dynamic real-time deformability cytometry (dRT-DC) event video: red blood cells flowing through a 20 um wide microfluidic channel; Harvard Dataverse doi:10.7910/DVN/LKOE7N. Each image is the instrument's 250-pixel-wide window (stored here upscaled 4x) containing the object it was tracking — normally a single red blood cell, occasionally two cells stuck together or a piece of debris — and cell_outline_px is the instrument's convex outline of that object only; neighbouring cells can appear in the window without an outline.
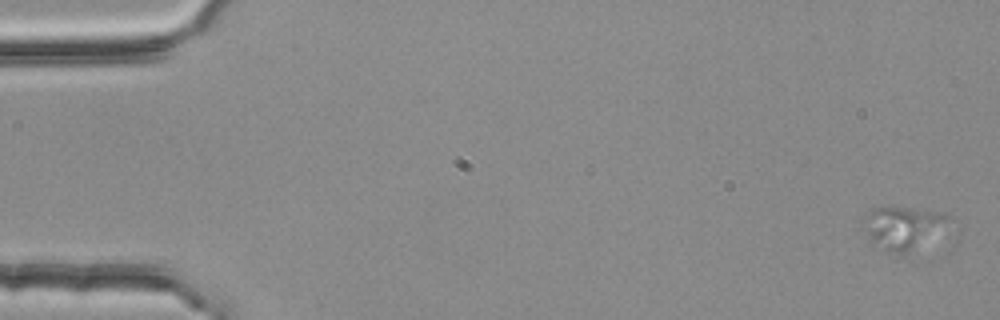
{"species": "common noctule bat (a hibernating species)", "species_latin": "Nyctalus noctula", "temperature_condition": "room temperature", "stored_images_in_passage": 4, "camera_frame_rate_fps": 3000, "um_per_image_px": 0.085, "animal": {"sex": "female", "body_mass_g": 25.1}, "frame": {"image": 1, "passage_image": 1, "time_ms": 0.0, "image_size_px": [1000, 320], "cell_outline_px": [[948, 216], [944, 220], [908, 252], [896, 252], [872, 244], [868, 240], [864, 216], [872, 208], [912, 208], [944, 212]], "centroid_in_image_um": [76.56, 19.28], "position_along_channel_um": 8.4, "area_um2": 19.02}}
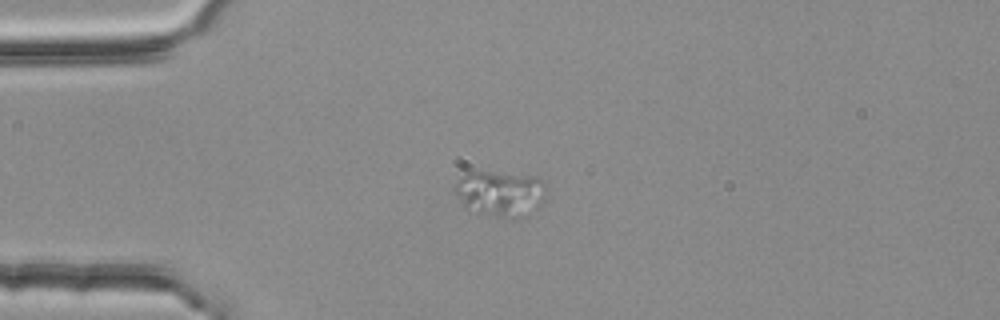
{"frame": {"image": 2, "passage_image": 4, "time_ms": 1.0, "image_size_px": [1000, 320], "cell_outline_px": [[544, 200], [532, 216], [516, 220], [480, 212], [464, 204], [456, 192], [456, 184], [468, 172], [496, 172], [540, 176], [544, 180]], "centroid_in_image_um": [42.68, 16.46], "position_along_channel_um": 42.3, "area_um2": 24.22}}